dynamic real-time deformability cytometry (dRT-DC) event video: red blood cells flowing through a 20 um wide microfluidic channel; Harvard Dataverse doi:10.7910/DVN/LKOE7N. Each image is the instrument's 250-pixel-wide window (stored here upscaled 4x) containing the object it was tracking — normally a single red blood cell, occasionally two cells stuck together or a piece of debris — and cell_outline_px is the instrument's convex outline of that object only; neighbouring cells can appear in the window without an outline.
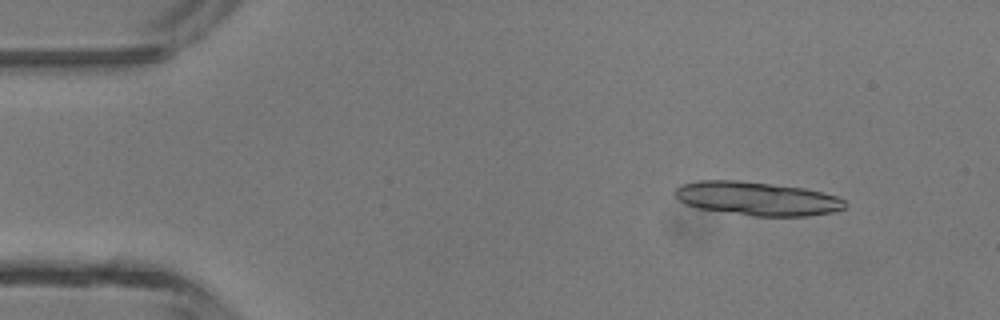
{"species": "common noctule bat (a hibernating species)", "species_latin": "Nyctalus noctula", "temperature_condition": "room temperature", "stored_images_in_passage": 26, "segment_of_instrument_passage": [1, 2], "camera_frame_rate_fps": 3000, "um_per_image_px": 0.085, "animal": {"sex": "male", "body_mass_g": 13.3}, "frame": {"image": 1, "passage_image": 5, "time_ms": 1.333, "image_size_px": [1000, 320], "cell_outline_px": [[848, 204], [844, 208], [832, 212], [808, 216], [752, 216], [696, 208], [680, 200], [676, 196], [676, 188], [684, 184], [700, 180], [736, 180], [804, 188], [836, 196], [844, 200]], "centroid_in_image_um": [64.37, 16.89], "position_along_channel_um": 20.6, "area_um2": 33.06}}